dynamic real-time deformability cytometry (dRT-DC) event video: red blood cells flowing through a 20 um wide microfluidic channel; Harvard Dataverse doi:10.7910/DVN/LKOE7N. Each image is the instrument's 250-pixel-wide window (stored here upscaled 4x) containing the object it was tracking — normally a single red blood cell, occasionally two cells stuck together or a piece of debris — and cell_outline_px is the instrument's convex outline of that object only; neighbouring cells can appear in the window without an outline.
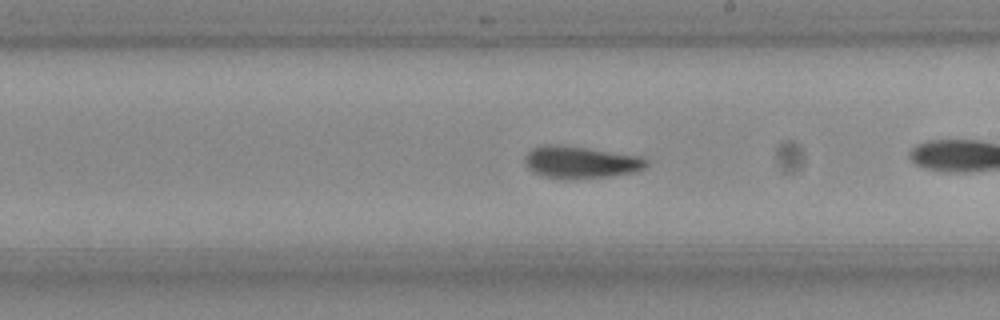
{"species": "Egyptian fruit bat (a non-hibernating species)", "species_latin": "Rousettus aegyptiacus", "temperature_condition": "room temperature", "stored_images_in_passage": 16, "camera_frame_rate_fps": 3000, "um_per_image_px": 0.085, "frame": {"image": 1, "passage_image": 14, "time_ms": 4.333, "image_size_px": [1000, 320], "cell_outline_px": [[648, 164], [644, 168], [636, 172], [612, 176], [572, 180], [564, 180], [540, 176], [532, 172], [528, 168], [524, 160], [524, 156], [532, 148], [544, 144], [560, 144], [636, 156], [648, 160]], "centroid_in_image_um": [49.28, 13.82], "position_along_channel_um": 239.7, "area_um2": 23.06}}